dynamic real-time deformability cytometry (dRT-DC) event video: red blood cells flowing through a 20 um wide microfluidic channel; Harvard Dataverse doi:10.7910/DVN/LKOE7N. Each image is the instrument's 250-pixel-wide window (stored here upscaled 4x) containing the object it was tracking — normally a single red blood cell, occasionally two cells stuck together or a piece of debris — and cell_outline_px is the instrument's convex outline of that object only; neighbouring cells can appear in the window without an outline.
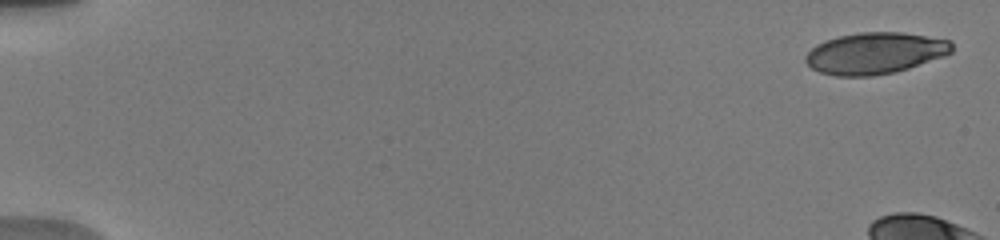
{"species": "human", "species_latin": "Homo sapiens", "temperature_condition": "warm", "stored_images_in_passage": 11, "camera_frame_rate_fps": 3000, "um_per_image_px": 0.085, "donor": {"sex": "male"}, "frame": {"image": 1, "passage_image": 1, "time_ms": 0.0, "image_size_px": [1000, 240], "cell_outline_px": [[952, 52], [944, 56], [908, 68], [892, 72], [872, 76], [836, 76], [820, 72], [812, 68], [804, 60], [804, 56], [816, 44], [824, 40], [840, 36], [860, 32], [904, 32], [952, 40]], "centroid_in_image_um": [74.37, 4.51], "position_along_channel_um": 10.6, "area_um2": 35.37}}